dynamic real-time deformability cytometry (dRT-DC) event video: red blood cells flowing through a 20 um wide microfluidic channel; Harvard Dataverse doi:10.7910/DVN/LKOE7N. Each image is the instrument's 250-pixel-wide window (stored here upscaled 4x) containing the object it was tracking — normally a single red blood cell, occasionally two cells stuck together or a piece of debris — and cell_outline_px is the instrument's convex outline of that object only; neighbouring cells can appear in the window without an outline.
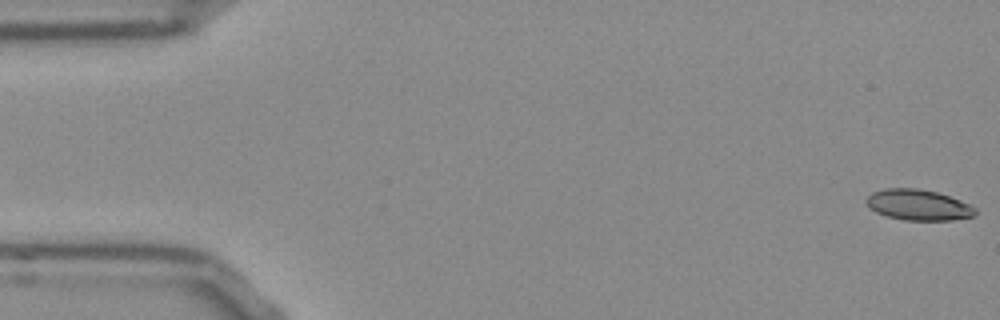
{"species": "Egyptian fruit bat (a non-hibernating species)", "species_latin": "Rousettus aegyptiacus", "temperature_condition": "room temperature", "stored_images_in_passage": 13, "camera_frame_rate_fps": 3000, "um_per_image_px": 0.085, "frame": {"image": 1, "passage_image": 1, "time_ms": 0.0, "image_size_px": [1000, 320], "cell_outline_px": [[976, 216], [952, 220], [904, 220], [888, 216], [876, 212], [868, 208], [864, 200], [872, 192], [884, 188], [916, 188], [936, 192], [960, 200], [976, 208]], "centroid_in_image_um": [78.03, 17.42], "position_along_channel_um": 7.0, "area_um2": 19.59}}
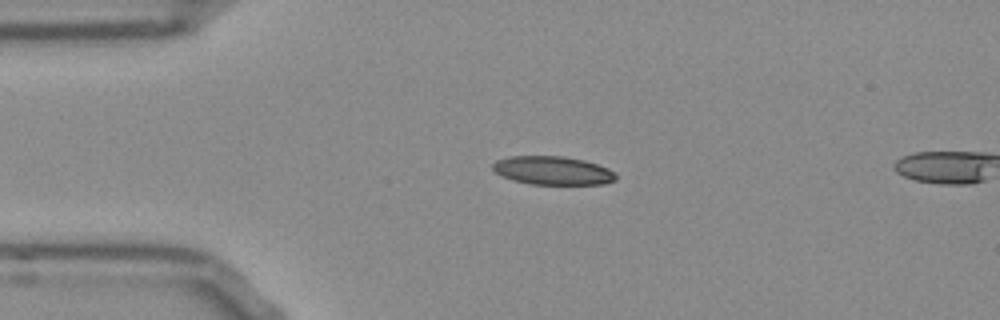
{"frame": {"image": 2, "passage_image": 12, "time_ms": 3.667, "image_size_px": [1000, 320], "cell_outline_px": [[616, 180], [604, 184], [528, 184], [512, 180], [500, 176], [492, 168], [492, 164], [496, 160], [508, 156], [564, 156], [584, 160], [608, 168], [616, 172]], "centroid_in_image_um": [46.96, 14.49], "position_along_channel_um": 38.0, "area_um2": 20.63}}